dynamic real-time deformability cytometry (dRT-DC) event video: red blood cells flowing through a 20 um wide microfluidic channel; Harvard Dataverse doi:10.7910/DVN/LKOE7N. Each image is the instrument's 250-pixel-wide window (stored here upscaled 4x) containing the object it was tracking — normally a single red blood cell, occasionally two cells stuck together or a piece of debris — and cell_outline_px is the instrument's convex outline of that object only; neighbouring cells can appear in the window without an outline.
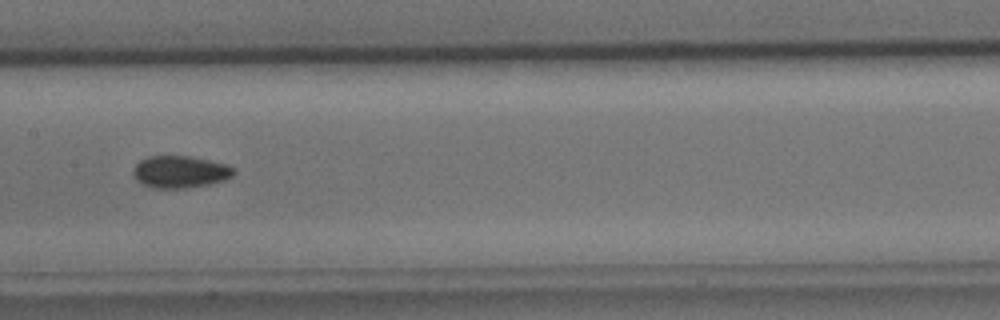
{"species": "common noctule bat (a hibernating species)", "species_latin": "Nyctalus noctula", "temperature_condition": "cold", "stored_images_in_passage": 35, "camera_frame_rate_fps": 3000, "um_per_image_px": 0.085, "animal": {"sex": "male", "body_mass_g": 15.6}, "frame": {"image": 1, "passage_image": 15, "time_ms": 4.667, "image_size_px": [1000, 320], "cell_outline_px": [[236, 172], [232, 176], [224, 180], [208, 184], [184, 188], [156, 188], [144, 184], [136, 180], [132, 172], [132, 168], [140, 160], [148, 156], [188, 156], [228, 164], [236, 168]], "centroid_in_image_um": [15.32, 14.59], "position_along_channel_um": 192.1, "area_um2": 18.84}, "authors_computed_cell_mechanics": {"area_um2": 18.496, "velocity_mm_per_s": 3.758, "shape_relaxation_time_tau1_ms": 3.699, "shape_relaxation_time_tau2_ms": 3.6648, "deformation_change_tau1": 0.0776, "deformation_change_tau2": 0.0735}}